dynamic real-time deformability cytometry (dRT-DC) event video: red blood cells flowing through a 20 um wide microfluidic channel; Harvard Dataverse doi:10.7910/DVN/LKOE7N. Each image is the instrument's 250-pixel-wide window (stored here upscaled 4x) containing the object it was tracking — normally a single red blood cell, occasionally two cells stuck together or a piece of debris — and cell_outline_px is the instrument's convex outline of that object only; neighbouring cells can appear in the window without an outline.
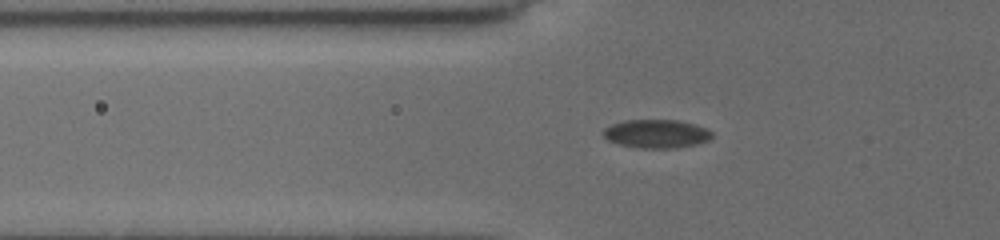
{"species": "common noctule bat (a hibernating species)", "species_latin": "Nyctalus noctula", "temperature_condition": "cold", "stored_images_in_passage": 44, "camera_frame_rate_fps": 3000, "um_per_image_px": 0.085, "animal": {"sex": "female", "body_mass_g": 19.5, "forearm_length_mm": 54.1}, "frame": {"image": 1, "passage_image": 11, "time_ms": 3.0, "image_size_px": [1000, 240], "cell_outline_px": [[712, 136], [708, 140], [696, 144], [676, 148], [640, 148], [620, 144], [608, 140], [604, 136], [604, 128], [612, 124], [624, 120], [676, 120], [696, 124], [712, 132]], "centroid_in_image_um": [55.8, 11.37], "position_along_channel_um": 70.0, "area_um2": 17.92}}
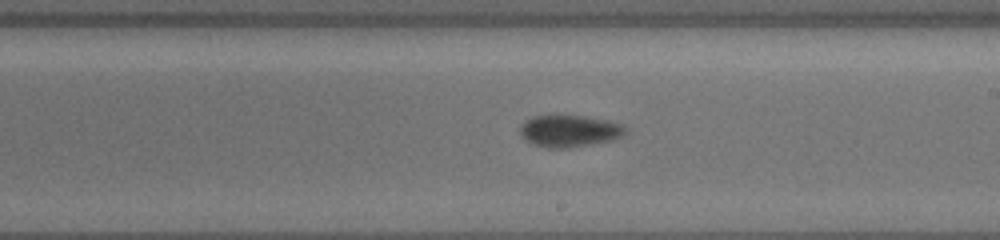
{"frame": {"image": 2, "passage_image": 25, "time_ms": 7.667, "image_size_px": [1000, 240], "cell_outline_px": [[624, 132], [620, 136], [612, 140], [568, 148], [548, 148], [536, 144], [528, 140], [520, 132], [520, 128], [528, 120], [536, 116], [584, 116], [604, 120], [620, 124], [624, 128]], "centroid_in_image_um": [48.4, 11.14], "position_along_channel_um": 240.6, "area_um2": 18.73}}
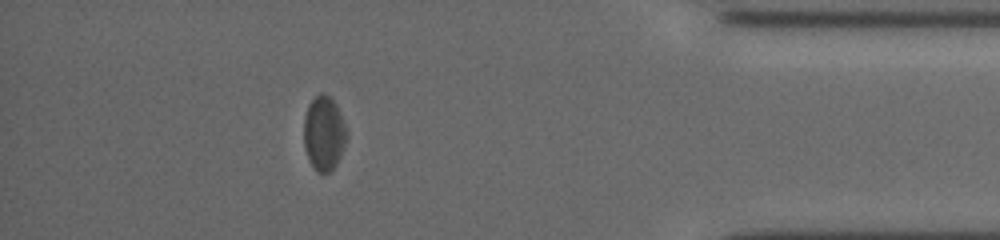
{"frame": {"image": 3, "passage_image": 39, "time_ms": 13.0, "image_size_px": [1000, 240], "cell_outline_px": [[348, 136], [344, 148], [336, 164], [328, 172], [316, 172], [308, 160], [304, 144], [304, 116], [308, 104], [320, 92], [324, 92], [336, 104], [344, 124]], "centroid_in_image_um": [27.52, 11.33], "position_along_channel_um": 407.7, "area_um2": 18.55}}